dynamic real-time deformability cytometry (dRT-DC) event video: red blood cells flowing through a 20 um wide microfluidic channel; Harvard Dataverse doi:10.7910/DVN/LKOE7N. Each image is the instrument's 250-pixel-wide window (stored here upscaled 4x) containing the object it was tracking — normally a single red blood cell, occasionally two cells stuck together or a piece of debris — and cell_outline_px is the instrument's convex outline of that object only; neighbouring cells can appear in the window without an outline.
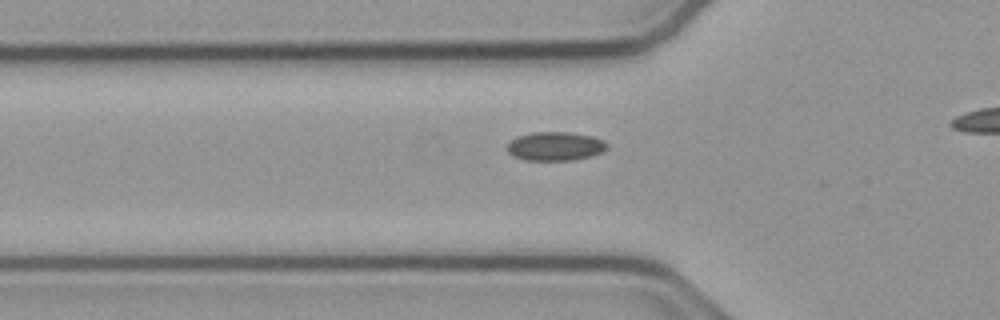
{"species": "common noctule bat (a hibernating species)", "species_latin": "Nyctalus noctula", "temperature_condition": "cold", "stored_images_in_passage": 34, "camera_frame_rate_fps": 3000, "um_per_image_px": 0.085, "animal": {"sex": "male", "body_mass_g": 23.1, "forearm_length_mm": 52.7}, "frame": {"image": 1, "passage_image": 8, "time_ms": 2.333, "image_size_px": [1000, 320], "cell_outline_px": [[608, 148], [592, 156], [572, 160], [524, 160], [508, 152], [508, 144], [516, 136], [532, 132], [568, 132], [592, 136], [604, 140], [608, 144]], "centroid_in_image_um": [47.22, 12.42], "position_along_channel_um": 78.6, "area_um2": 16.7}}
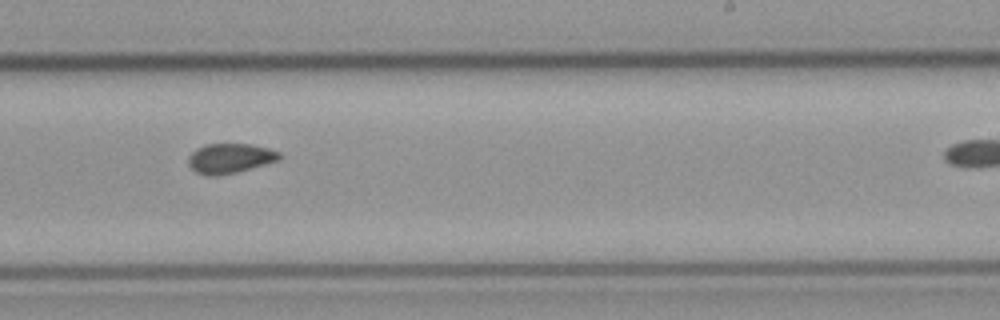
{"frame": {"image": 2, "passage_image": 23, "time_ms": 7.333, "image_size_px": [1000, 320], "cell_outline_px": [[280, 160], [236, 172], [216, 176], [204, 176], [196, 172], [188, 164], [188, 156], [196, 148], [204, 144], [252, 144], [268, 148], [280, 152]], "centroid_in_image_um": [19.52, 13.45], "position_along_channel_um": 269.5, "area_um2": 15.9}}
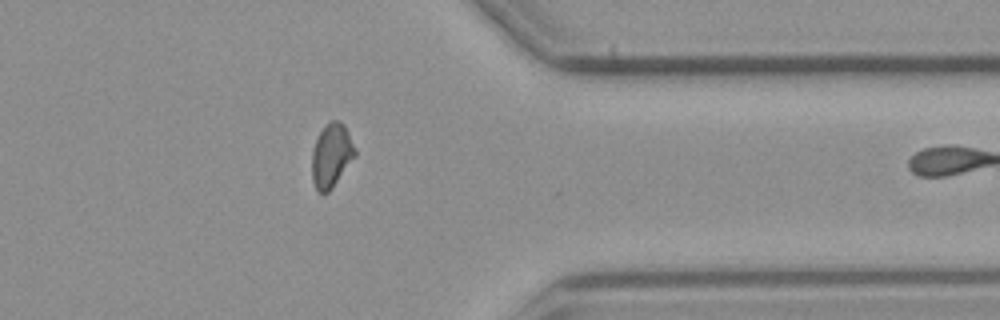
{"frame": {"image": 3, "passage_image": 33, "time_ms": 10.667, "image_size_px": [1000, 320], "cell_outline_px": [[356, 156], [332, 188], [328, 192], [316, 192], [312, 180], [312, 152], [316, 140], [324, 124], [332, 120], [340, 120], [344, 124], [356, 148]], "centroid_in_image_um": [28.18, 13.21], "position_along_channel_um": 383.2, "area_um2": 16.18}}